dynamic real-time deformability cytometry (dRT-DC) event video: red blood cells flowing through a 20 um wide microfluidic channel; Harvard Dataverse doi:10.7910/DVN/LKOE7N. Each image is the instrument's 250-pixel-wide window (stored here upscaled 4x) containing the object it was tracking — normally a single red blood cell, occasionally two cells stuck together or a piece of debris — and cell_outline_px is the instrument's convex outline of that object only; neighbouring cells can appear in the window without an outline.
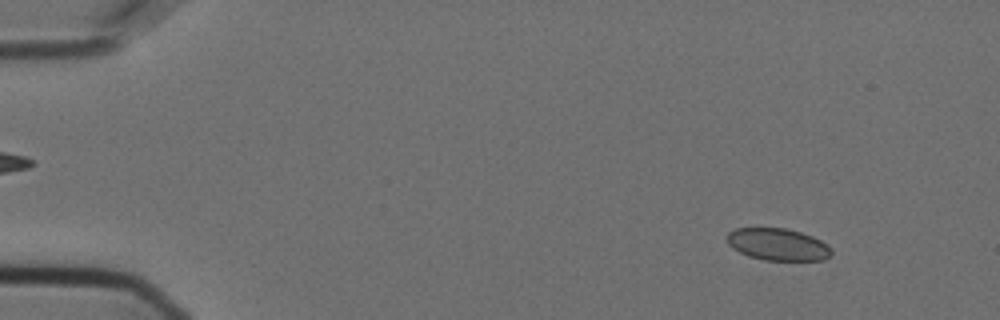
{"species": "Egyptian fruit bat (a non-hibernating species)", "species_latin": "Rousettus aegyptiacus", "temperature_condition": "cold", "stored_images_in_passage": 56, "camera_frame_rate_fps": 3000, "um_per_image_px": 0.085, "animal": {"sex": "female"}, "frame": {"image": 1, "passage_image": 6, "time_ms": 1.667, "image_size_px": [1000, 320], "cell_outline_px": [[832, 252], [824, 260], [764, 260], [748, 256], [732, 248], [728, 244], [728, 232], [736, 228], [784, 228], [800, 232], [812, 236], [820, 240], [832, 248]], "centroid_in_image_um": [66.11, 20.78], "position_along_channel_um": 18.9, "area_um2": 19.42}}
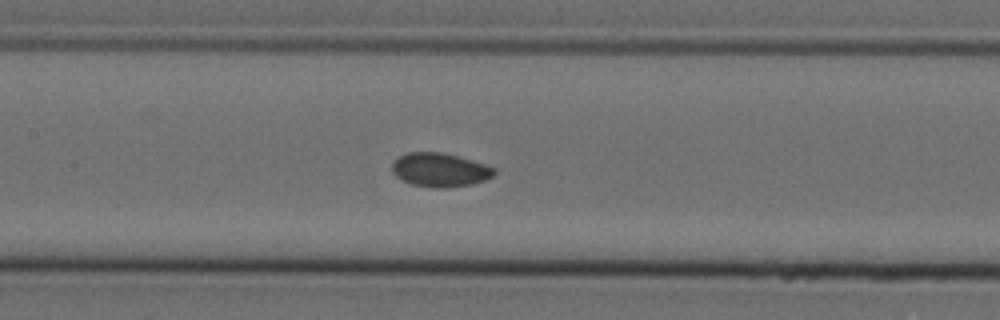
{"frame": {"image": 2, "passage_image": 27, "time_ms": 8.667, "image_size_px": [1000, 320], "cell_outline_px": [[496, 172], [492, 176], [484, 180], [472, 184], [448, 188], [436, 188], [412, 184], [396, 176], [392, 172], [392, 164], [400, 156], [408, 152], [440, 152], [472, 160], [496, 168]], "centroid_in_image_um": [37.4, 14.44], "position_along_channel_um": 170.0, "area_um2": 19.94}}
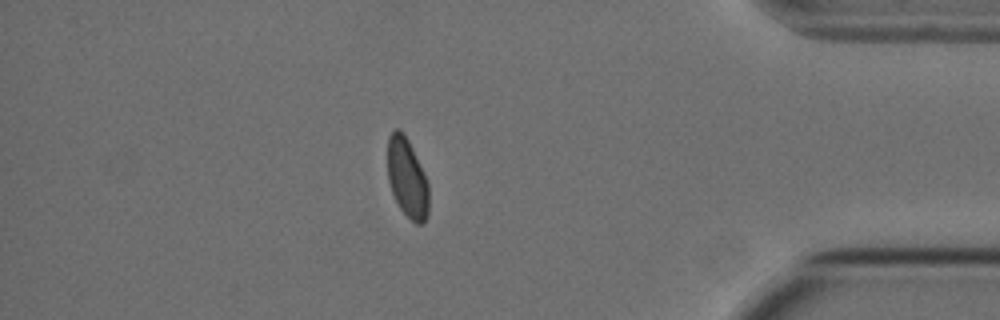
{"frame": {"image": 3, "passage_image": 49, "time_ms": 16.0, "image_size_px": [1000, 320], "cell_outline_px": [[428, 216], [424, 224], [416, 224], [400, 208], [392, 192], [388, 180], [388, 136], [396, 128], [400, 128], [408, 140], [412, 148], [428, 184]], "centroid_in_image_um": [34.6, 15.14], "position_along_channel_um": 400.6, "area_um2": 18.79}}